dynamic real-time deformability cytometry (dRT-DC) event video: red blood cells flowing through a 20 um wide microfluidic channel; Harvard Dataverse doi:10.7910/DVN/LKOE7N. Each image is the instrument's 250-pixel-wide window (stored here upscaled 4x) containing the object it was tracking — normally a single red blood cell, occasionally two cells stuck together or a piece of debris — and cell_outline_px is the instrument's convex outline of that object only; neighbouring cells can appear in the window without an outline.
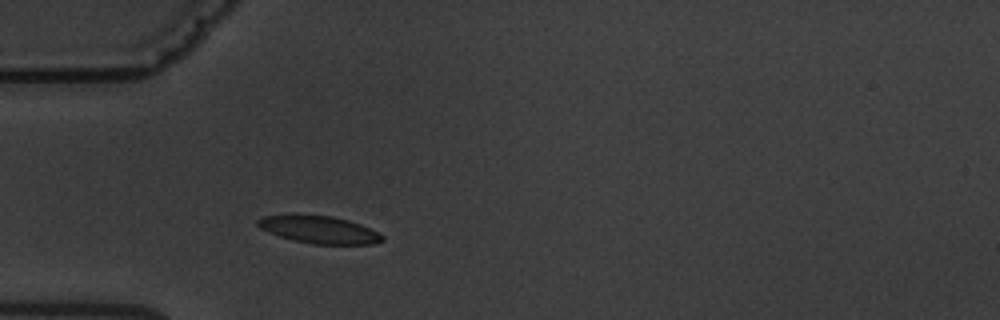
{"species": "common noctule bat (a hibernating species)", "species_latin": "Nyctalus noctula", "temperature_condition": "warm", "stored_images_in_passage": 2, "camera_frame_rate_fps": 3000, "um_per_image_px": 0.085, "animal": {"sex": "male", "body_mass_g": 19.5, "forearm_length_mm": 54.6}, "frame": {"image": 1, "passage_image": 2, "time_ms": 1.0, "image_size_px": [1000, 320], "cell_outline_px": [[384, 240], [372, 244], [312, 244], [280, 236], [268, 232], [260, 228], [256, 224], [256, 220], [264, 216], [292, 212], [296, 212], [332, 216], [348, 220], [360, 224], [380, 232], [384, 236]], "centroid_in_image_um": [27.09, 19.47], "position_along_channel_um": 57.9, "area_um2": 20.52}}